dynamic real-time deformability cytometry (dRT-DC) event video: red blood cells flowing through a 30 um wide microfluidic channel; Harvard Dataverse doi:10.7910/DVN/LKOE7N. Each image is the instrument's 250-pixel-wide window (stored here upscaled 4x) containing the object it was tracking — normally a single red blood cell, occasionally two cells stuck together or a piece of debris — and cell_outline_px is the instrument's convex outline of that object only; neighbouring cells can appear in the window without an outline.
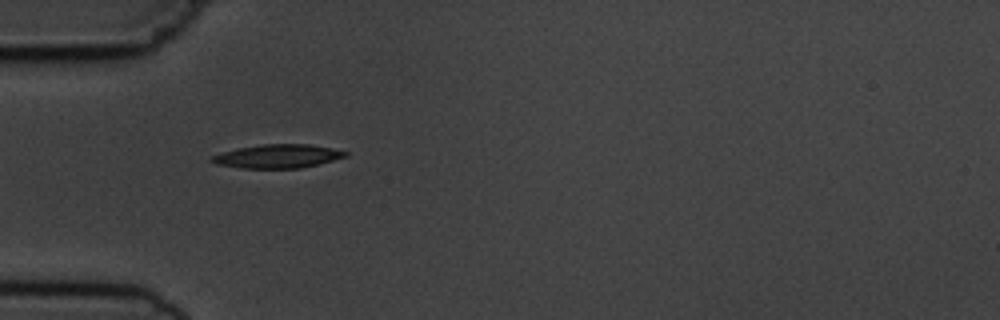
{"species": "common noctule bat (a hibernating species)", "species_latin": "Nyctalus noctula", "temperature_condition": "cold", "stored_images_in_passage": 6, "camera_frame_rate_fps": 3000, "um_per_image_px": 0.085, "animal": {"sex": "male", "body_mass_g": 19.5, "forearm_length_mm": 54.6}, "frame": {"image": 1, "passage_image": 5, "time_ms": 4.667, "image_size_px": [1000, 320], "cell_outline_px": [[348, 156], [300, 168], [240, 168], [216, 164], [208, 160], [212, 156], [224, 152], [240, 148], [264, 144], [308, 144], [332, 148], [348, 152]], "centroid_in_image_um": [23.6, 13.28], "position_along_channel_um": 61.4, "area_um2": 18.15}}
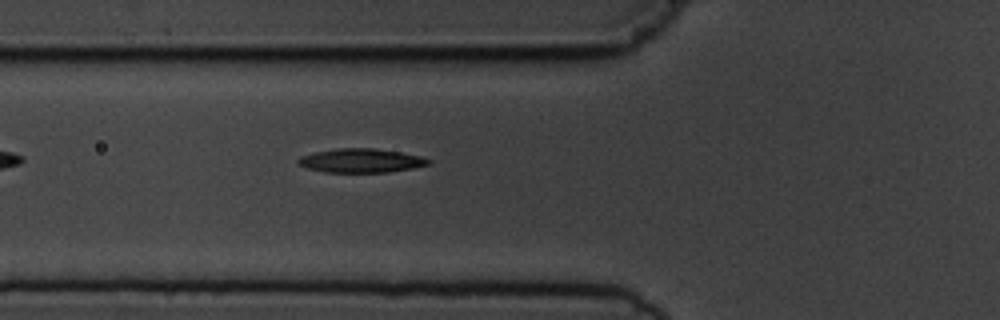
{"frame": {"image": 2, "passage_image": 6, "time_ms": 5.667, "image_size_px": [1000, 320], "cell_outline_px": [[432, 160], [428, 164], [412, 168], [388, 172], [324, 172], [308, 168], [300, 164], [296, 160], [300, 156], [316, 152], [336, 148], [376, 148], [424, 156]], "centroid_in_image_um": [30.71, 13.64], "position_along_channel_um": 95.1, "area_um2": 18.15}}